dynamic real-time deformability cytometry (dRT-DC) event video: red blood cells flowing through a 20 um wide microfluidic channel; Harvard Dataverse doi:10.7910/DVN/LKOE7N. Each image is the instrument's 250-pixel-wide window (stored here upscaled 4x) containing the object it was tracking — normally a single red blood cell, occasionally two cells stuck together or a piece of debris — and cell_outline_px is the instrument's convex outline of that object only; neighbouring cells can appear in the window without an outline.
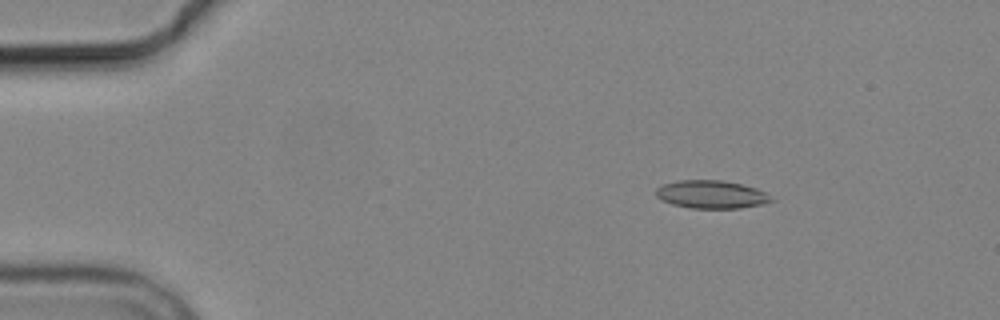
{"species": "common noctule bat (a hibernating species)", "species_latin": "Nyctalus noctula", "temperature_condition": "cold", "stored_images_in_passage": 4, "camera_frame_rate_fps": 3000, "um_per_image_px": 0.085, "animal": {"sex": "male", "body_mass_g": 19.2, "forearm_length_mm": 51.8}, "frame": {"image": 1, "passage_image": 4, "time_ms": 4.333, "image_size_px": [1000, 320], "cell_outline_px": [[776, 200], [764, 204], [740, 208], [692, 208], [672, 204], [660, 200], [656, 196], [656, 188], [660, 184], [676, 180], [720, 180], [740, 184], [756, 188], [764, 192]], "centroid_in_image_um": [60.43, 16.52], "position_along_channel_um": 24.6, "area_um2": 18.96}}